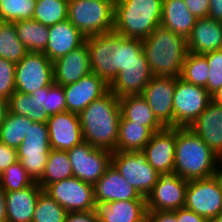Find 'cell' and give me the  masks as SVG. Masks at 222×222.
I'll return each instance as SVG.
<instances>
[{
  "label": "cell",
  "mask_w": 222,
  "mask_h": 222,
  "mask_svg": "<svg viewBox=\"0 0 222 222\" xmlns=\"http://www.w3.org/2000/svg\"><path fill=\"white\" fill-rule=\"evenodd\" d=\"M119 105L121 112L120 120H130L134 123H138L148 127L153 133L164 128L141 95L121 97L119 98Z\"/></svg>",
  "instance_id": "cell-28"
},
{
  "label": "cell",
  "mask_w": 222,
  "mask_h": 222,
  "mask_svg": "<svg viewBox=\"0 0 222 222\" xmlns=\"http://www.w3.org/2000/svg\"><path fill=\"white\" fill-rule=\"evenodd\" d=\"M188 52L204 55L222 49V22L211 17L197 18L187 38Z\"/></svg>",
  "instance_id": "cell-23"
},
{
  "label": "cell",
  "mask_w": 222,
  "mask_h": 222,
  "mask_svg": "<svg viewBox=\"0 0 222 222\" xmlns=\"http://www.w3.org/2000/svg\"><path fill=\"white\" fill-rule=\"evenodd\" d=\"M208 16L222 22V0H210Z\"/></svg>",
  "instance_id": "cell-48"
},
{
  "label": "cell",
  "mask_w": 222,
  "mask_h": 222,
  "mask_svg": "<svg viewBox=\"0 0 222 222\" xmlns=\"http://www.w3.org/2000/svg\"><path fill=\"white\" fill-rule=\"evenodd\" d=\"M36 0H0V18L3 22L33 19Z\"/></svg>",
  "instance_id": "cell-39"
},
{
  "label": "cell",
  "mask_w": 222,
  "mask_h": 222,
  "mask_svg": "<svg viewBox=\"0 0 222 222\" xmlns=\"http://www.w3.org/2000/svg\"><path fill=\"white\" fill-rule=\"evenodd\" d=\"M16 63L0 58V97L8 100L15 92Z\"/></svg>",
  "instance_id": "cell-42"
},
{
  "label": "cell",
  "mask_w": 222,
  "mask_h": 222,
  "mask_svg": "<svg viewBox=\"0 0 222 222\" xmlns=\"http://www.w3.org/2000/svg\"><path fill=\"white\" fill-rule=\"evenodd\" d=\"M85 42L89 49L91 72L108 84L130 63H148L141 39L126 38L112 31L89 36Z\"/></svg>",
  "instance_id": "cell-1"
},
{
  "label": "cell",
  "mask_w": 222,
  "mask_h": 222,
  "mask_svg": "<svg viewBox=\"0 0 222 222\" xmlns=\"http://www.w3.org/2000/svg\"><path fill=\"white\" fill-rule=\"evenodd\" d=\"M184 208L194 211L206 221L222 212V174L188 182Z\"/></svg>",
  "instance_id": "cell-9"
},
{
  "label": "cell",
  "mask_w": 222,
  "mask_h": 222,
  "mask_svg": "<svg viewBox=\"0 0 222 222\" xmlns=\"http://www.w3.org/2000/svg\"><path fill=\"white\" fill-rule=\"evenodd\" d=\"M188 10L196 17H207L209 14L210 0H184Z\"/></svg>",
  "instance_id": "cell-44"
},
{
  "label": "cell",
  "mask_w": 222,
  "mask_h": 222,
  "mask_svg": "<svg viewBox=\"0 0 222 222\" xmlns=\"http://www.w3.org/2000/svg\"><path fill=\"white\" fill-rule=\"evenodd\" d=\"M220 173L222 174V159L220 160Z\"/></svg>",
  "instance_id": "cell-53"
},
{
  "label": "cell",
  "mask_w": 222,
  "mask_h": 222,
  "mask_svg": "<svg viewBox=\"0 0 222 222\" xmlns=\"http://www.w3.org/2000/svg\"><path fill=\"white\" fill-rule=\"evenodd\" d=\"M111 164L145 198L159 178V173L149 165L142 150L114 151L111 155Z\"/></svg>",
  "instance_id": "cell-7"
},
{
  "label": "cell",
  "mask_w": 222,
  "mask_h": 222,
  "mask_svg": "<svg viewBox=\"0 0 222 222\" xmlns=\"http://www.w3.org/2000/svg\"><path fill=\"white\" fill-rule=\"evenodd\" d=\"M152 77L148 63H130L109 84V90L118 98L140 95Z\"/></svg>",
  "instance_id": "cell-25"
},
{
  "label": "cell",
  "mask_w": 222,
  "mask_h": 222,
  "mask_svg": "<svg viewBox=\"0 0 222 222\" xmlns=\"http://www.w3.org/2000/svg\"><path fill=\"white\" fill-rule=\"evenodd\" d=\"M83 141L95 148L114 152L121 119L119 98L110 90L79 114Z\"/></svg>",
  "instance_id": "cell-2"
},
{
  "label": "cell",
  "mask_w": 222,
  "mask_h": 222,
  "mask_svg": "<svg viewBox=\"0 0 222 222\" xmlns=\"http://www.w3.org/2000/svg\"><path fill=\"white\" fill-rule=\"evenodd\" d=\"M73 177L67 151L51 149L44 174L37 184L44 190L49 184Z\"/></svg>",
  "instance_id": "cell-31"
},
{
  "label": "cell",
  "mask_w": 222,
  "mask_h": 222,
  "mask_svg": "<svg viewBox=\"0 0 222 222\" xmlns=\"http://www.w3.org/2000/svg\"><path fill=\"white\" fill-rule=\"evenodd\" d=\"M146 222H181V220H177V210L175 211H147Z\"/></svg>",
  "instance_id": "cell-45"
},
{
  "label": "cell",
  "mask_w": 222,
  "mask_h": 222,
  "mask_svg": "<svg viewBox=\"0 0 222 222\" xmlns=\"http://www.w3.org/2000/svg\"><path fill=\"white\" fill-rule=\"evenodd\" d=\"M91 72L89 49L86 42L53 61L54 83L72 84Z\"/></svg>",
  "instance_id": "cell-19"
},
{
  "label": "cell",
  "mask_w": 222,
  "mask_h": 222,
  "mask_svg": "<svg viewBox=\"0 0 222 222\" xmlns=\"http://www.w3.org/2000/svg\"><path fill=\"white\" fill-rule=\"evenodd\" d=\"M67 211L46 192L38 197L32 222H65Z\"/></svg>",
  "instance_id": "cell-38"
},
{
  "label": "cell",
  "mask_w": 222,
  "mask_h": 222,
  "mask_svg": "<svg viewBox=\"0 0 222 222\" xmlns=\"http://www.w3.org/2000/svg\"><path fill=\"white\" fill-rule=\"evenodd\" d=\"M43 191L67 212H87L94 209V185L77 177L51 183Z\"/></svg>",
  "instance_id": "cell-13"
},
{
  "label": "cell",
  "mask_w": 222,
  "mask_h": 222,
  "mask_svg": "<svg viewBox=\"0 0 222 222\" xmlns=\"http://www.w3.org/2000/svg\"><path fill=\"white\" fill-rule=\"evenodd\" d=\"M211 100L222 106V87H220L216 92L211 95Z\"/></svg>",
  "instance_id": "cell-51"
},
{
  "label": "cell",
  "mask_w": 222,
  "mask_h": 222,
  "mask_svg": "<svg viewBox=\"0 0 222 222\" xmlns=\"http://www.w3.org/2000/svg\"><path fill=\"white\" fill-rule=\"evenodd\" d=\"M31 96L40 102L49 116L66 111V97L62 85L53 83L35 90Z\"/></svg>",
  "instance_id": "cell-37"
},
{
  "label": "cell",
  "mask_w": 222,
  "mask_h": 222,
  "mask_svg": "<svg viewBox=\"0 0 222 222\" xmlns=\"http://www.w3.org/2000/svg\"><path fill=\"white\" fill-rule=\"evenodd\" d=\"M176 127H164L154 132L143 148L147 162L158 173L174 171Z\"/></svg>",
  "instance_id": "cell-18"
},
{
  "label": "cell",
  "mask_w": 222,
  "mask_h": 222,
  "mask_svg": "<svg viewBox=\"0 0 222 222\" xmlns=\"http://www.w3.org/2000/svg\"><path fill=\"white\" fill-rule=\"evenodd\" d=\"M43 189L34 182L17 191L5 192L7 222H32L38 197Z\"/></svg>",
  "instance_id": "cell-26"
},
{
  "label": "cell",
  "mask_w": 222,
  "mask_h": 222,
  "mask_svg": "<svg viewBox=\"0 0 222 222\" xmlns=\"http://www.w3.org/2000/svg\"><path fill=\"white\" fill-rule=\"evenodd\" d=\"M51 149L67 151L83 141L79 116L64 111L49 116L47 121Z\"/></svg>",
  "instance_id": "cell-17"
},
{
  "label": "cell",
  "mask_w": 222,
  "mask_h": 222,
  "mask_svg": "<svg viewBox=\"0 0 222 222\" xmlns=\"http://www.w3.org/2000/svg\"><path fill=\"white\" fill-rule=\"evenodd\" d=\"M9 112L25 116L33 122L47 123L49 115L40 102L31 95L15 91L8 99Z\"/></svg>",
  "instance_id": "cell-32"
},
{
  "label": "cell",
  "mask_w": 222,
  "mask_h": 222,
  "mask_svg": "<svg viewBox=\"0 0 222 222\" xmlns=\"http://www.w3.org/2000/svg\"><path fill=\"white\" fill-rule=\"evenodd\" d=\"M28 50L20 41L14 22L0 23V58L18 63Z\"/></svg>",
  "instance_id": "cell-33"
},
{
  "label": "cell",
  "mask_w": 222,
  "mask_h": 222,
  "mask_svg": "<svg viewBox=\"0 0 222 222\" xmlns=\"http://www.w3.org/2000/svg\"><path fill=\"white\" fill-rule=\"evenodd\" d=\"M188 182L175 171L159 173L157 183L146 197L147 211H175L184 208Z\"/></svg>",
  "instance_id": "cell-14"
},
{
  "label": "cell",
  "mask_w": 222,
  "mask_h": 222,
  "mask_svg": "<svg viewBox=\"0 0 222 222\" xmlns=\"http://www.w3.org/2000/svg\"><path fill=\"white\" fill-rule=\"evenodd\" d=\"M209 65V74L206 90L210 95L222 87V49L208 52L203 55Z\"/></svg>",
  "instance_id": "cell-41"
},
{
  "label": "cell",
  "mask_w": 222,
  "mask_h": 222,
  "mask_svg": "<svg viewBox=\"0 0 222 222\" xmlns=\"http://www.w3.org/2000/svg\"><path fill=\"white\" fill-rule=\"evenodd\" d=\"M65 222H99L94 210L87 212H68Z\"/></svg>",
  "instance_id": "cell-46"
},
{
  "label": "cell",
  "mask_w": 222,
  "mask_h": 222,
  "mask_svg": "<svg viewBox=\"0 0 222 222\" xmlns=\"http://www.w3.org/2000/svg\"><path fill=\"white\" fill-rule=\"evenodd\" d=\"M18 161L17 151L0 141V175L12 164Z\"/></svg>",
  "instance_id": "cell-43"
},
{
  "label": "cell",
  "mask_w": 222,
  "mask_h": 222,
  "mask_svg": "<svg viewBox=\"0 0 222 222\" xmlns=\"http://www.w3.org/2000/svg\"><path fill=\"white\" fill-rule=\"evenodd\" d=\"M66 97V111L79 114L94 100L109 91V84L90 72L75 83L63 86Z\"/></svg>",
  "instance_id": "cell-16"
},
{
  "label": "cell",
  "mask_w": 222,
  "mask_h": 222,
  "mask_svg": "<svg viewBox=\"0 0 222 222\" xmlns=\"http://www.w3.org/2000/svg\"><path fill=\"white\" fill-rule=\"evenodd\" d=\"M177 220H181V222H207L202 216L186 208L177 210Z\"/></svg>",
  "instance_id": "cell-47"
},
{
  "label": "cell",
  "mask_w": 222,
  "mask_h": 222,
  "mask_svg": "<svg viewBox=\"0 0 222 222\" xmlns=\"http://www.w3.org/2000/svg\"><path fill=\"white\" fill-rule=\"evenodd\" d=\"M211 95L200 86L176 78L173 99V127L189 128L197 117L206 109Z\"/></svg>",
  "instance_id": "cell-10"
},
{
  "label": "cell",
  "mask_w": 222,
  "mask_h": 222,
  "mask_svg": "<svg viewBox=\"0 0 222 222\" xmlns=\"http://www.w3.org/2000/svg\"><path fill=\"white\" fill-rule=\"evenodd\" d=\"M16 33L28 52H44L49 39V26L36 20L14 22Z\"/></svg>",
  "instance_id": "cell-30"
},
{
  "label": "cell",
  "mask_w": 222,
  "mask_h": 222,
  "mask_svg": "<svg viewBox=\"0 0 222 222\" xmlns=\"http://www.w3.org/2000/svg\"><path fill=\"white\" fill-rule=\"evenodd\" d=\"M0 222H7L5 191L0 187Z\"/></svg>",
  "instance_id": "cell-49"
},
{
  "label": "cell",
  "mask_w": 222,
  "mask_h": 222,
  "mask_svg": "<svg viewBox=\"0 0 222 222\" xmlns=\"http://www.w3.org/2000/svg\"><path fill=\"white\" fill-rule=\"evenodd\" d=\"M142 48L153 76L180 77L187 56V39L157 26L142 40Z\"/></svg>",
  "instance_id": "cell-4"
},
{
  "label": "cell",
  "mask_w": 222,
  "mask_h": 222,
  "mask_svg": "<svg viewBox=\"0 0 222 222\" xmlns=\"http://www.w3.org/2000/svg\"><path fill=\"white\" fill-rule=\"evenodd\" d=\"M85 36L67 19L49 26V39L43 52L52 62L85 42Z\"/></svg>",
  "instance_id": "cell-24"
},
{
  "label": "cell",
  "mask_w": 222,
  "mask_h": 222,
  "mask_svg": "<svg viewBox=\"0 0 222 222\" xmlns=\"http://www.w3.org/2000/svg\"><path fill=\"white\" fill-rule=\"evenodd\" d=\"M9 113V104L8 100L0 97V126L3 124Z\"/></svg>",
  "instance_id": "cell-50"
},
{
  "label": "cell",
  "mask_w": 222,
  "mask_h": 222,
  "mask_svg": "<svg viewBox=\"0 0 222 222\" xmlns=\"http://www.w3.org/2000/svg\"><path fill=\"white\" fill-rule=\"evenodd\" d=\"M94 193L95 201L146 200L120 175L112 164L107 167L103 176L94 184Z\"/></svg>",
  "instance_id": "cell-21"
},
{
  "label": "cell",
  "mask_w": 222,
  "mask_h": 222,
  "mask_svg": "<svg viewBox=\"0 0 222 222\" xmlns=\"http://www.w3.org/2000/svg\"><path fill=\"white\" fill-rule=\"evenodd\" d=\"M95 216L99 222H146V200L95 201Z\"/></svg>",
  "instance_id": "cell-22"
},
{
  "label": "cell",
  "mask_w": 222,
  "mask_h": 222,
  "mask_svg": "<svg viewBox=\"0 0 222 222\" xmlns=\"http://www.w3.org/2000/svg\"><path fill=\"white\" fill-rule=\"evenodd\" d=\"M115 0H69L68 20L85 38L112 32Z\"/></svg>",
  "instance_id": "cell-6"
},
{
  "label": "cell",
  "mask_w": 222,
  "mask_h": 222,
  "mask_svg": "<svg viewBox=\"0 0 222 222\" xmlns=\"http://www.w3.org/2000/svg\"><path fill=\"white\" fill-rule=\"evenodd\" d=\"M163 0H115L113 31L126 38L145 39L161 25Z\"/></svg>",
  "instance_id": "cell-5"
},
{
  "label": "cell",
  "mask_w": 222,
  "mask_h": 222,
  "mask_svg": "<svg viewBox=\"0 0 222 222\" xmlns=\"http://www.w3.org/2000/svg\"><path fill=\"white\" fill-rule=\"evenodd\" d=\"M73 177L94 185L111 164L112 152L95 148L86 141L67 150Z\"/></svg>",
  "instance_id": "cell-12"
},
{
  "label": "cell",
  "mask_w": 222,
  "mask_h": 222,
  "mask_svg": "<svg viewBox=\"0 0 222 222\" xmlns=\"http://www.w3.org/2000/svg\"><path fill=\"white\" fill-rule=\"evenodd\" d=\"M50 150L47 123L33 122L16 151L18 161L34 182H38L44 174Z\"/></svg>",
  "instance_id": "cell-8"
},
{
  "label": "cell",
  "mask_w": 222,
  "mask_h": 222,
  "mask_svg": "<svg viewBox=\"0 0 222 222\" xmlns=\"http://www.w3.org/2000/svg\"><path fill=\"white\" fill-rule=\"evenodd\" d=\"M153 132L143 125L130 120H120L115 151L143 150Z\"/></svg>",
  "instance_id": "cell-29"
},
{
  "label": "cell",
  "mask_w": 222,
  "mask_h": 222,
  "mask_svg": "<svg viewBox=\"0 0 222 222\" xmlns=\"http://www.w3.org/2000/svg\"><path fill=\"white\" fill-rule=\"evenodd\" d=\"M33 183L34 181L31 179V177L27 173V170L19 161L10 165L0 175V187L5 192L22 190L32 185Z\"/></svg>",
  "instance_id": "cell-40"
},
{
  "label": "cell",
  "mask_w": 222,
  "mask_h": 222,
  "mask_svg": "<svg viewBox=\"0 0 222 222\" xmlns=\"http://www.w3.org/2000/svg\"><path fill=\"white\" fill-rule=\"evenodd\" d=\"M53 83V62L43 52H28L16 63L15 91L31 95Z\"/></svg>",
  "instance_id": "cell-11"
},
{
  "label": "cell",
  "mask_w": 222,
  "mask_h": 222,
  "mask_svg": "<svg viewBox=\"0 0 222 222\" xmlns=\"http://www.w3.org/2000/svg\"><path fill=\"white\" fill-rule=\"evenodd\" d=\"M210 222H222V212L213 218Z\"/></svg>",
  "instance_id": "cell-52"
},
{
  "label": "cell",
  "mask_w": 222,
  "mask_h": 222,
  "mask_svg": "<svg viewBox=\"0 0 222 222\" xmlns=\"http://www.w3.org/2000/svg\"><path fill=\"white\" fill-rule=\"evenodd\" d=\"M200 139L222 159V106L212 100L206 109L189 127Z\"/></svg>",
  "instance_id": "cell-20"
},
{
  "label": "cell",
  "mask_w": 222,
  "mask_h": 222,
  "mask_svg": "<svg viewBox=\"0 0 222 222\" xmlns=\"http://www.w3.org/2000/svg\"><path fill=\"white\" fill-rule=\"evenodd\" d=\"M197 18L188 10L184 0H163L161 26L188 38Z\"/></svg>",
  "instance_id": "cell-27"
},
{
  "label": "cell",
  "mask_w": 222,
  "mask_h": 222,
  "mask_svg": "<svg viewBox=\"0 0 222 222\" xmlns=\"http://www.w3.org/2000/svg\"><path fill=\"white\" fill-rule=\"evenodd\" d=\"M69 0H36L33 20L52 26L68 19Z\"/></svg>",
  "instance_id": "cell-35"
},
{
  "label": "cell",
  "mask_w": 222,
  "mask_h": 222,
  "mask_svg": "<svg viewBox=\"0 0 222 222\" xmlns=\"http://www.w3.org/2000/svg\"><path fill=\"white\" fill-rule=\"evenodd\" d=\"M220 158L189 128H176L174 171L191 181L220 172Z\"/></svg>",
  "instance_id": "cell-3"
},
{
  "label": "cell",
  "mask_w": 222,
  "mask_h": 222,
  "mask_svg": "<svg viewBox=\"0 0 222 222\" xmlns=\"http://www.w3.org/2000/svg\"><path fill=\"white\" fill-rule=\"evenodd\" d=\"M32 124L33 121L28 117L9 112L3 124L0 126V141L17 149Z\"/></svg>",
  "instance_id": "cell-34"
},
{
  "label": "cell",
  "mask_w": 222,
  "mask_h": 222,
  "mask_svg": "<svg viewBox=\"0 0 222 222\" xmlns=\"http://www.w3.org/2000/svg\"><path fill=\"white\" fill-rule=\"evenodd\" d=\"M175 77L153 76L140 94L164 127H173Z\"/></svg>",
  "instance_id": "cell-15"
},
{
  "label": "cell",
  "mask_w": 222,
  "mask_h": 222,
  "mask_svg": "<svg viewBox=\"0 0 222 222\" xmlns=\"http://www.w3.org/2000/svg\"><path fill=\"white\" fill-rule=\"evenodd\" d=\"M209 69L207 59L203 55L188 52L180 78L187 83L206 88Z\"/></svg>",
  "instance_id": "cell-36"
}]
</instances>
